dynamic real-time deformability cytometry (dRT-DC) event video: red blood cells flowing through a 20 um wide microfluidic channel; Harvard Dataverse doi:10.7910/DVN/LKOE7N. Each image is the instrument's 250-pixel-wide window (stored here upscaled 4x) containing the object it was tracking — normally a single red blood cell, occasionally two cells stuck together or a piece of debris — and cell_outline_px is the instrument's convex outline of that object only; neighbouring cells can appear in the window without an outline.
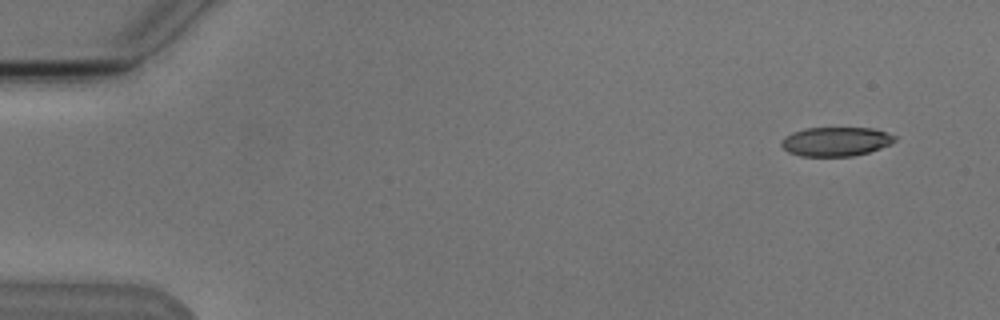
{"species": "Egyptian fruit bat (a non-hibernating species)", "species_latin": "Rousettus aegyptiacus", "temperature_condition": "cold", "stored_images_in_passage": 4, "camera_frame_rate_fps": 3000, "um_per_image_px": 0.085, "animal": {"sex": "male"}, "frame": {"image": 1, "passage_image": 1, "time_ms": 0.0, "image_size_px": [1000, 320], "cell_outline_px": [[900, 136], [892, 144], [868, 152], [852, 156], [800, 156], [788, 152], [780, 144], [784, 136], [792, 132], [804, 128], [872, 128]], "centroid_in_image_um": [71.07, 12.02], "position_along_channel_um": 13.9, "area_um2": 19.42}}